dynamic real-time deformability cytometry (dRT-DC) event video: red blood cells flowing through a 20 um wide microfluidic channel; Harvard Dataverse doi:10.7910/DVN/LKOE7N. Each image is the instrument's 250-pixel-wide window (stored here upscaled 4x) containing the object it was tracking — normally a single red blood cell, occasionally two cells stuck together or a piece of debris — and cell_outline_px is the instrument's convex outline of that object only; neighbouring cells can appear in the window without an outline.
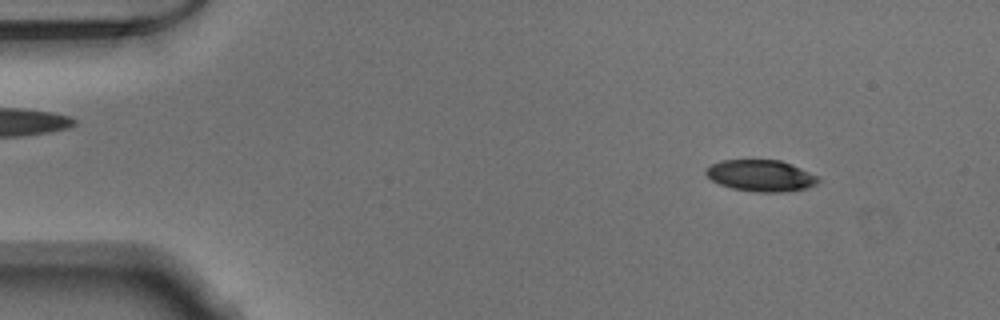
{"species": "Egyptian fruit bat (a non-hibernating species)", "species_latin": "Rousettus aegyptiacus", "temperature_condition": "warm", "stored_images_in_passage": 52, "camera_frame_rate_fps": 3000, "um_per_image_px": 0.085, "animal": {"sex": "male"}, "frame": {"image": 1, "passage_image": 7, "time_ms": 2.0, "image_size_px": [1000, 320], "cell_outline_px": [[820, 180], [816, 184], [804, 188], [780, 192], [756, 192], [732, 188], [720, 184], [712, 180], [704, 172], [712, 164], [720, 160], [780, 160], [792, 164], [820, 176]], "centroid_in_image_um": [64.7, 14.92], "position_along_channel_um": 20.3, "area_um2": 20.52}}
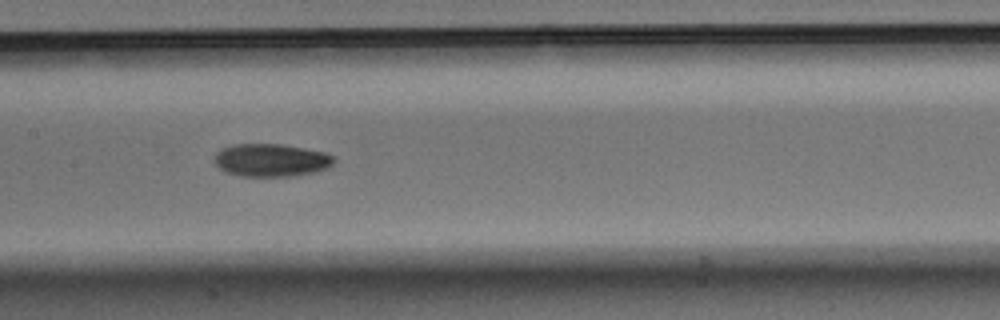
{"frame": {"image": 2, "passage_image": 26, "time_ms": 8.333, "image_size_px": [1000, 320], "cell_outline_px": [[336, 160], [332, 164], [324, 168], [312, 172], [292, 176], [240, 176], [224, 172], [216, 164], [216, 152], [232, 144], [280, 144], [304, 148], [324, 152], [332, 156]], "centroid_in_image_um": [23.02, 13.61], "position_along_channel_um": 184.4, "area_um2": 22.6}}
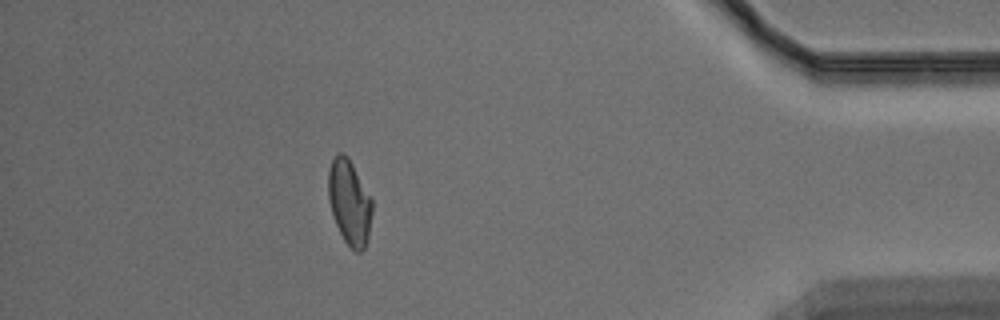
{"frame": {"image": 3, "passage_image": 46, "time_ms": 15.0, "image_size_px": [1000, 320], "cell_outline_px": [[372, 212], [368, 236], [364, 248], [360, 252], [356, 252], [344, 240], [336, 224], [332, 212], [328, 196], [328, 172], [332, 160], [336, 152], [344, 152], [348, 156], [372, 196]], "centroid_in_image_um": [29.71, 17.13], "position_along_channel_um": 405.5, "area_um2": 21.85}}